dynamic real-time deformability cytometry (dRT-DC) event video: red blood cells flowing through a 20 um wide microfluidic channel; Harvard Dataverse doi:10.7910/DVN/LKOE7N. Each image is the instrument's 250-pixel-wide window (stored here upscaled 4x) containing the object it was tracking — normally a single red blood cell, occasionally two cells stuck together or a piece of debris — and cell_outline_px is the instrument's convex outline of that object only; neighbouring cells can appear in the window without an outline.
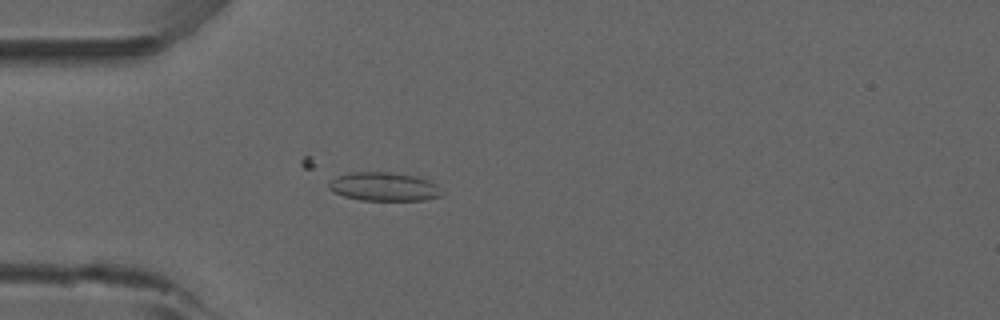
{"species": "common noctule bat (a hibernating species)", "species_latin": "Nyctalus noctula", "temperature_condition": "room temperature", "stored_images_in_passage": 55, "camera_frame_rate_fps": 3000, "um_per_image_px": 0.085, "animal": {"sex": "male", "forearm_length_mm": 52.5}, "frame": {"image": 1, "passage_image": 17, "time_ms": 5.333, "image_size_px": [1000, 320], "cell_outline_px": [[444, 192], [440, 196], [424, 200], [360, 200], [344, 196], [332, 192], [328, 188], [328, 184], [336, 176], [352, 172], [388, 172], [416, 176], [428, 180], [436, 184]], "centroid_in_image_um": [32.63, 15.87], "position_along_channel_um": 52.4, "area_um2": 18.9}}
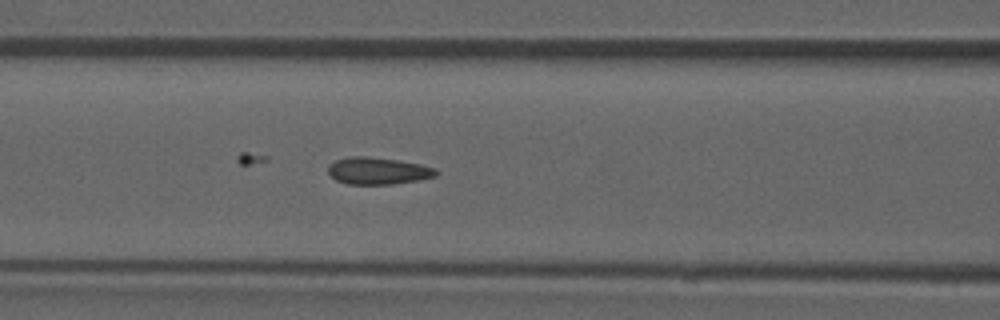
{"frame": {"image": 2, "passage_image": 24, "time_ms": 7.667, "image_size_px": [1000, 320], "cell_outline_px": [[440, 172], [436, 176], [420, 180], [392, 184], [348, 184], [336, 180], [328, 172], [328, 164], [336, 160], [348, 156], [368, 156], [396, 160], [420, 164], [436, 168]], "centroid_in_image_um": [32.14, 14.52], "position_along_channel_um": 134.5, "area_um2": 17.11}}
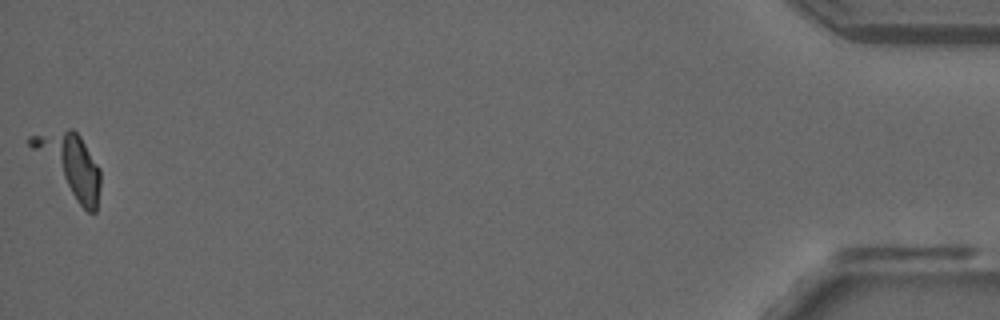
{"frame": {"image": 3, "passage_image": 54, "time_ms": 17.667, "image_size_px": [1000, 320], "cell_outline_px": [[100, 188], [96, 212], [88, 212], [76, 200], [28, 144], [28, 136], [68, 128], [72, 128], [80, 136], [100, 168]], "centroid_in_image_um": [5.97, 13.96], "position_along_channel_um": 429.2, "area_um2": 24.1}, "authors_computed_cell_mechanics": {"area_um2": 16.9354, "velocity_mm_per_s": 3.8951, "shape_relaxation_time_tau1_ms": null, "shape_relaxation_time_tau2_ms": 0.6908, "deformation_change_tau1": null, "deformation_change_tau2": 0.0452}}